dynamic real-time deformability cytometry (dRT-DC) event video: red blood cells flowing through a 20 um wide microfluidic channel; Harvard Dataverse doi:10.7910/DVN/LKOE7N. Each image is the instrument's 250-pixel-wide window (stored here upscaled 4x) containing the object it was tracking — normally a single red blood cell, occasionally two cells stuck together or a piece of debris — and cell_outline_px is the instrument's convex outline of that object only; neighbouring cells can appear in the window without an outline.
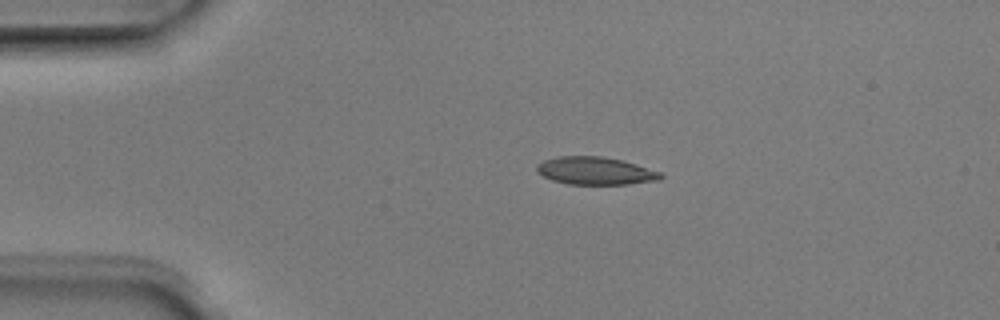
{"species": "Egyptian fruit bat (a non-hibernating species)", "species_latin": "Rousettus aegyptiacus", "temperature_condition": "room temperature", "stored_images_in_passage": 3, "camera_frame_rate_fps": 3000, "um_per_image_px": 0.085, "animal": {"sex": "male"}, "frame": {"image": 1, "passage_image": 2, "time_ms": 0.333, "image_size_px": [1000, 320], "cell_outline_px": [[664, 176], [660, 180], [628, 184], [568, 184], [552, 180], [536, 172], [536, 164], [544, 160], [556, 156], [600, 156], [620, 160], [636, 164], [660, 172]], "centroid_in_image_um": [50.58, 14.52], "position_along_channel_um": 34.4, "area_um2": 20.0}}